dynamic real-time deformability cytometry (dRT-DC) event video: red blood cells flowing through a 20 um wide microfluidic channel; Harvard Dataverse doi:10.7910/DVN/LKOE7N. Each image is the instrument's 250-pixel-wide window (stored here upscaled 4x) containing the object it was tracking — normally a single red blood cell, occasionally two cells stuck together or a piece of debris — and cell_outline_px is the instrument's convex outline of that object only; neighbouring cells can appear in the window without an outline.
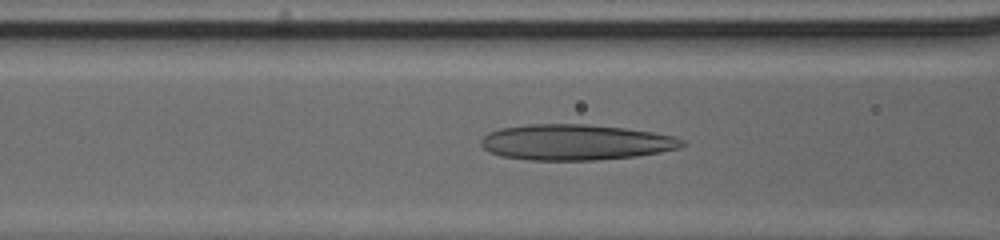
{"species": "human", "species_latin": "Homo sapiens", "temperature_condition": "cold", "stored_images_in_passage": 51, "camera_frame_rate_fps": 3000, "um_per_image_px": 0.085, "donor": {"sex": "male"}, "frame": {"image": 1, "passage_image": 23, "time_ms": 7.333, "image_size_px": [1000, 240], "cell_outline_px": [[684, 144], [680, 148], [660, 152], [636, 156], [596, 160], [532, 160], [504, 156], [488, 152], [480, 144], [480, 140], [488, 132], [500, 128], [528, 124], [588, 124], [624, 128], [652, 132], [676, 136], [684, 140]], "centroid_in_image_um": [48.92, 12.08], "position_along_channel_um": 117.7, "area_um2": 41.91}}
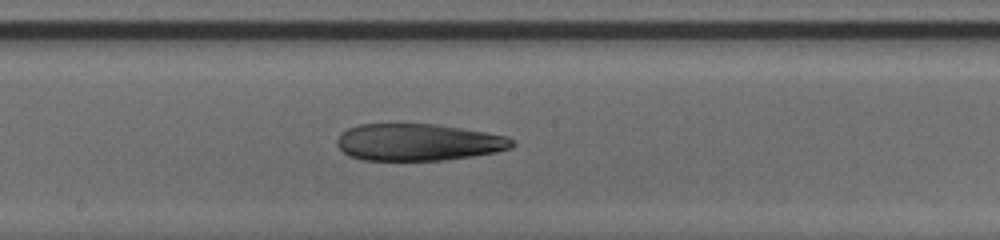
{"frame": {"image": 2, "passage_image": 30, "time_ms": 9.667, "image_size_px": [1000, 240], "cell_outline_px": [[516, 144], [512, 148], [496, 152], [472, 156], [444, 160], [360, 160], [348, 156], [336, 144], [336, 140], [340, 132], [348, 128], [360, 124], [436, 124], [508, 136]], "centroid_in_image_um": [35.52, 12.09], "position_along_channel_um": 212.7, "area_um2": 37.86}}
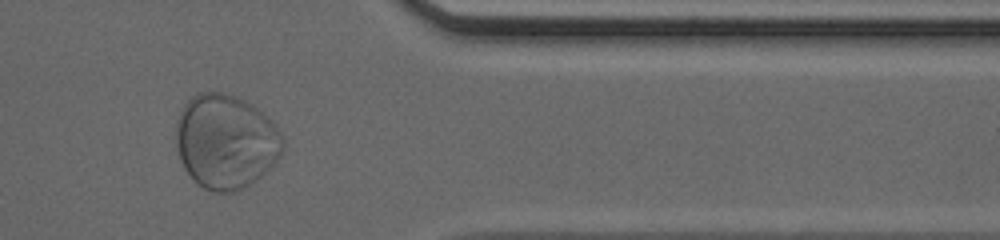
{"frame": {"image": 3, "passage_image": 44, "time_ms": 14.333, "image_size_px": [1000, 240], "cell_outline_px": [[284, 148], [280, 156], [260, 176], [248, 184], [232, 192], [212, 192], [204, 188], [184, 168], [176, 144], [176, 120], [184, 104], [192, 96], [200, 92], [224, 92], [244, 100], [256, 108], [276, 128], [284, 144]], "centroid_in_image_um": [19.15, 12.01], "position_along_channel_um": 392.3, "area_um2": 57.74}}